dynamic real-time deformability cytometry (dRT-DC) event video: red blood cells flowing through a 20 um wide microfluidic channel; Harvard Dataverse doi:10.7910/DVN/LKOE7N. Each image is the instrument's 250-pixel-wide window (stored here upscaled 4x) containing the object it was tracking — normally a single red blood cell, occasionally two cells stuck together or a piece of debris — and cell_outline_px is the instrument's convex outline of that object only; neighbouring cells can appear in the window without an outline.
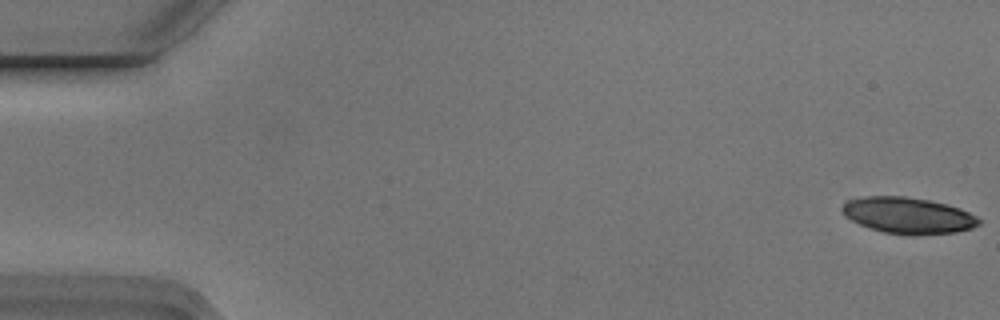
{"species": "Egyptian fruit bat (a non-hibernating species)", "species_latin": "Rousettus aegyptiacus", "temperature_condition": "cold", "stored_images_in_passage": 5, "camera_frame_rate_fps": 3000, "um_per_image_px": 0.085, "animal": {"sex": "male"}, "frame": {"image": 1, "passage_image": 1, "time_ms": 0.0, "image_size_px": [1000, 320], "cell_outline_px": [[980, 224], [972, 228], [956, 232], [916, 236], [908, 236], [884, 232], [860, 224], [844, 216], [840, 208], [844, 200], [864, 196], [904, 196], [928, 200], [960, 208], [976, 216], [980, 220]], "centroid_in_image_um": [77.15, 18.32], "position_along_channel_um": 7.8, "area_um2": 29.13}}
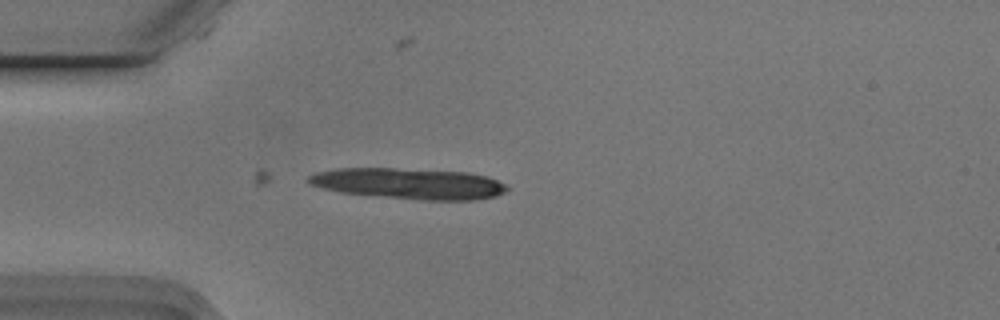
{"frame": {"image": 2, "passage_image": 5, "time_ms": 1.333, "image_size_px": [1000, 320], "cell_outline_px": [[508, 188], [504, 192], [496, 196], [476, 200], [420, 200], [340, 192], [308, 184], [308, 176], [316, 172], [336, 168], [392, 168], [468, 172], [488, 176], [504, 184]], "centroid_in_image_um": [34.76, 15.6], "position_along_channel_um": 50.2, "area_um2": 35.72}}